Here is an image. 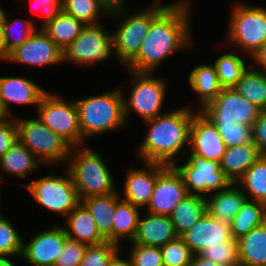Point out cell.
I'll return each instance as SVG.
<instances>
[{
	"instance_id": "cell-17",
	"label": "cell",
	"mask_w": 266,
	"mask_h": 266,
	"mask_svg": "<svg viewBox=\"0 0 266 266\" xmlns=\"http://www.w3.org/2000/svg\"><path fill=\"white\" fill-rule=\"evenodd\" d=\"M143 168L126 169L121 199L145 209L150 202L157 175L167 166L161 163L142 162ZM122 194V195H121Z\"/></svg>"
},
{
	"instance_id": "cell-16",
	"label": "cell",
	"mask_w": 266,
	"mask_h": 266,
	"mask_svg": "<svg viewBox=\"0 0 266 266\" xmlns=\"http://www.w3.org/2000/svg\"><path fill=\"white\" fill-rule=\"evenodd\" d=\"M67 238L64 227L60 224L39 231L23 242L21 258L30 266H55L58 256Z\"/></svg>"
},
{
	"instance_id": "cell-47",
	"label": "cell",
	"mask_w": 266,
	"mask_h": 266,
	"mask_svg": "<svg viewBox=\"0 0 266 266\" xmlns=\"http://www.w3.org/2000/svg\"><path fill=\"white\" fill-rule=\"evenodd\" d=\"M253 143L262 155H266V110L261 111L252 127Z\"/></svg>"
},
{
	"instance_id": "cell-29",
	"label": "cell",
	"mask_w": 266,
	"mask_h": 266,
	"mask_svg": "<svg viewBox=\"0 0 266 266\" xmlns=\"http://www.w3.org/2000/svg\"><path fill=\"white\" fill-rule=\"evenodd\" d=\"M206 212V197L188 195L173 210L170 219L175 232L181 236L197 223Z\"/></svg>"
},
{
	"instance_id": "cell-39",
	"label": "cell",
	"mask_w": 266,
	"mask_h": 266,
	"mask_svg": "<svg viewBox=\"0 0 266 266\" xmlns=\"http://www.w3.org/2000/svg\"><path fill=\"white\" fill-rule=\"evenodd\" d=\"M200 255L220 266H240L239 244L233 238L222 245L206 246Z\"/></svg>"
},
{
	"instance_id": "cell-20",
	"label": "cell",
	"mask_w": 266,
	"mask_h": 266,
	"mask_svg": "<svg viewBox=\"0 0 266 266\" xmlns=\"http://www.w3.org/2000/svg\"><path fill=\"white\" fill-rule=\"evenodd\" d=\"M180 237L193 255L200 254L208 245H222V242H227L232 238L230 224L211 217L207 212Z\"/></svg>"
},
{
	"instance_id": "cell-37",
	"label": "cell",
	"mask_w": 266,
	"mask_h": 266,
	"mask_svg": "<svg viewBox=\"0 0 266 266\" xmlns=\"http://www.w3.org/2000/svg\"><path fill=\"white\" fill-rule=\"evenodd\" d=\"M9 19V14L5 13L1 25L4 31L7 50L11 52L30 38L39 26H36L33 19H20L17 17L14 20L12 19V22Z\"/></svg>"
},
{
	"instance_id": "cell-32",
	"label": "cell",
	"mask_w": 266,
	"mask_h": 266,
	"mask_svg": "<svg viewBox=\"0 0 266 266\" xmlns=\"http://www.w3.org/2000/svg\"><path fill=\"white\" fill-rule=\"evenodd\" d=\"M85 25L63 10L41 28L62 49L68 47Z\"/></svg>"
},
{
	"instance_id": "cell-43",
	"label": "cell",
	"mask_w": 266,
	"mask_h": 266,
	"mask_svg": "<svg viewBox=\"0 0 266 266\" xmlns=\"http://www.w3.org/2000/svg\"><path fill=\"white\" fill-rule=\"evenodd\" d=\"M132 266H164L161 248L130 243Z\"/></svg>"
},
{
	"instance_id": "cell-28",
	"label": "cell",
	"mask_w": 266,
	"mask_h": 266,
	"mask_svg": "<svg viewBox=\"0 0 266 266\" xmlns=\"http://www.w3.org/2000/svg\"><path fill=\"white\" fill-rule=\"evenodd\" d=\"M237 241L240 266H266V221Z\"/></svg>"
},
{
	"instance_id": "cell-22",
	"label": "cell",
	"mask_w": 266,
	"mask_h": 266,
	"mask_svg": "<svg viewBox=\"0 0 266 266\" xmlns=\"http://www.w3.org/2000/svg\"><path fill=\"white\" fill-rule=\"evenodd\" d=\"M43 163L18 139L10 149L0 158V183H4L2 176L26 179L30 172L40 170Z\"/></svg>"
},
{
	"instance_id": "cell-10",
	"label": "cell",
	"mask_w": 266,
	"mask_h": 266,
	"mask_svg": "<svg viewBox=\"0 0 266 266\" xmlns=\"http://www.w3.org/2000/svg\"><path fill=\"white\" fill-rule=\"evenodd\" d=\"M52 92L48 90L41 98L36 116L72 147L82 146V133L75 101L64 99L56 92Z\"/></svg>"
},
{
	"instance_id": "cell-52",
	"label": "cell",
	"mask_w": 266,
	"mask_h": 266,
	"mask_svg": "<svg viewBox=\"0 0 266 266\" xmlns=\"http://www.w3.org/2000/svg\"><path fill=\"white\" fill-rule=\"evenodd\" d=\"M10 52L7 50L4 38L3 27L0 24V60L3 62H7L9 58Z\"/></svg>"
},
{
	"instance_id": "cell-12",
	"label": "cell",
	"mask_w": 266,
	"mask_h": 266,
	"mask_svg": "<svg viewBox=\"0 0 266 266\" xmlns=\"http://www.w3.org/2000/svg\"><path fill=\"white\" fill-rule=\"evenodd\" d=\"M187 153L185 162L178 161L173 166L182 176L189 195L207 197L232 183L220 168V162Z\"/></svg>"
},
{
	"instance_id": "cell-18",
	"label": "cell",
	"mask_w": 266,
	"mask_h": 266,
	"mask_svg": "<svg viewBox=\"0 0 266 266\" xmlns=\"http://www.w3.org/2000/svg\"><path fill=\"white\" fill-rule=\"evenodd\" d=\"M226 148L217 127L198 110L192 118L188 151L193 155L221 162Z\"/></svg>"
},
{
	"instance_id": "cell-42",
	"label": "cell",
	"mask_w": 266,
	"mask_h": 266,
	"mask_svg": "<svg viewBox=\"0 0 266 266\" xmlns=\"http://www.w3.org/2000/svg\"><path fill=\"white\" fill-rule=\"evenodd\" d=\"M118 250L122 251L121 247L110 241L87 245L80 266H107Z\"/></svg>"
},
{
	"instance_id": "cell-31",
	"label": "cell",
	"mask_w": 266,
	"mask_h": 266,
	"mask_svg": "<svg viewBox=\"0 0 266 266\" xmlns=\"http://www.w3.org/2000/svg\"><path fill=\"white\" fill-rule=\"evenodd\" d=\"M265 221L266 204L247 199L239 212L231 220V237L238 240Z\"/></svg>"
},
{
	"instance_id": "cell-55",
	"label": "cell",
	"mask_w": 266,
	"mask_h": 266,
	"mask_svg": "<svg viewBox=\"0 0 266 266\" xmlns=\"http://www.w3.org/2000/svg\"><path fill=\"white\" fill-rule=\"evenodd\" d=\"M5 13H6L5 9L0 6V24L3 22Z\"/></svg>"
},
{
	"instance_id": "cell-9",
	"label": "cell",
	"mask_w": 266,
	"mask_h": 266,
	"mask_svg": "<svg viewBox=\"0 0 266 266\" xmlns=\"http://www.w3.org/2000/svg\"><path fill=\"white\" fill-rule=\"evenodd\" d=\"M63 171L64 176L48 174L19 185L28 190L40 207L66 218L81 201L70 172L66 167Z\"/></svg>"
},
{
	"instance_id": "cell-40",
	"label": "cell",
	"mask_w": 266,
	"mask_h": 266,
	"mask_svg": "<svg viewBox=\"0 0 266 266\" xmlns=\"http://www.w3.org/2000/svg\"><path fill=\"white\" fill-rule=\"evenodd\" d=\"M161 251L164 266H188L193 256L180 236L161 247Z\"/></svg>"
},
{
	"instance_id": "cell-8",
	"label": "cell",
	"mask_w": 266,
	"mask_h": 266,
	"mask_svg": "<svg viewBox=\"0 0 266 266\" xmlns=\"http://www.w3.org/2000/svg\"><path fill=\"white\" fill-rule=\"evenodd\" d=\"M16 123L18 140L45 165L44 167L58 168L67 165L72 146L46 126L38 116L26 119L19 115L16 117Z\"/></svg>"
},
{
	"instance_id": "cell-36",
	"label": "cell",
	"mask_w": 266,
	"mask_h": 266,
	"mask_svg": "<svg viewBox=\"0 0 266 266\" xmlns=\"http://www.w3.org/2000/svg\"><path fill=\"white\" fill-rule=\"evenodd\" d=\"M62 10L84 25L99 24L110 17L101 0H62Z\"/></svg>"
},
{
	"instance_id": "cell-2",
	"label": "cell",
	"mask_w": 266,
	"mask_h": 266,
	"mask_svg": "<svg viewBox=\"0 0 266 266\" xmlns=\"http://www.w3.org/2000/svg\"><path fill=\"white\" fill-rule=\"evenodd\" d=\"M197 111L193 104H187L144 121L145 127L147 125L146 135L135 150L141 162L164 165L181 162L180 153H185V149L189 150L190 127Z\"/></svg>"
},
{
	"instance_id": "cell-24",
	"label": "cell",
	"mask_w": 266,
	"mask_h": 266,
	"mask_svg": "<svg viewBox=\"0 0 266 266\" xmlns=\"http://www.w3.org/2000/svg\"><path fill=\"white\" fill-rule=\"evenodd\" d=\"M64 221L67 237L71 239L87 245H96L106 241L100 235L94 218L82 202L66 216Z\"/></svg>"
},
{
	"instance_id": "cell-50",
	"label": "cell",
	"mask_w": 266,
	"mask_h": 266,
	"mask_svg": "<svg viewBox=\"0 0 266 266\" xmlns=\"http://www.w3.org/2000/svg\"><path fill=\"white\" fill-rule=\"evenodd\" d=\"M128 258V259H127ZM124 259L120 255V251L118 250L110 259L107 266H132L131 259L129 256Z\"/></svg>"
},
{
	"instance_id": "cell-35",
	"label": "cell",
	"mask_w": 266,
	"mask_h": 266,
	"mask_svg": "<svg viewBox=\"0 0 266 266\" xmlns=\"http://www.w3.org/2000/svg\"><path fill=\"white\" fill-rule=\"evenodd\" d=\"M236 183L248 200L266 204V155H262Z\"/></svg>"
},
{
	"instance_id": "cell-27",
	"label": "cell",
	"mask_w": 266,
	"mask_h": 266,
	"mask_svg": "<svg viewBox=\"0 0 266 266\" xmlns=\"http://www.w3.org/2000/svg\"><path fill=\"white\" fill-rule=\"evenodd\" d=\"M120 191L108 195L91 196L81 200L96 222L100 235L113 243V216L116 203L121 199Z\"/></svg>"
},
{
	"instance_id": "cell-14",
	"label": "cell",
	"mask_w": 266,
	"mask_h": 266,
	"mask_svg": "<svg viewBox=\"0 0 266 266\" xmlns=\"http://www.w3.org/2000/svg\"><path fill=\"white\" fill-rule=\"evenodd\" d=\"M7 62L45 68L64 62L63 50L39 27L30 38L10 52Z\"/></svg>"
},
{
	"instance_id": "cell-23",
	"label": "cell",
	"mask_w": 266,
	"mask_h": 266,
	"mask_svg": "<svg viewBox=\"0 0 266 266\" xmlns=\"http://www.w3.org/2000/svg\"><path fill=\"white\" fill-rule=\"evenodd\" d=\"M246 200L243 189L233 182L227 188L206 197V212L211 217L230 224Z\"/></svg>"
},
{
	"instance_id": "cell-3",
	"label": "cell",
	"mask_w": 266,
	"mask_h": 266,
	"mask_svg": "<svg viewBox=\"0 0 266 266\" xmlns=\"http://www.w3.org/2000/svg\"><path fill=\"white\" fill-rule=\"evenodd\" d=\"M168 5L162 0H153L148 6L134 13H129L127 8L110 13L109 18L115 19L116 23L112 32L114 59L124 66L123 68L138 55L152 21Z\"/></svg>"
},
{
	"instance_id": "cell-11",
	"label": "cell",
	"mask_w": 266,
	"mask_h": 266,
	"mask_svg": "<svg viewBox=\"0 0 266 266\" xmlns=\"http://www.w3.org/2000/svg\"><path fill=\"white\" fill-rule=\"evenodd\" d=\"M114 57L112 32L101 23L85 25L80 35L63 50V61L75 66L105 63Z\"/></svg>"
},
{
	"instance_id": "cell-30",
	"label": "cell",
	"mask_w": 266,
	"mask_h": 266,
	"mask_svg": "<svg viewBox=\"0 0 266 266\" xmlns=\"http://www.w3.org/2000/svg\"><path fill=\"white\" fill-rule=\"evenodd\" d=\"M141 208L130 202L120 199L116 203V210L113 216V243L122 246V240L131 242L136 234Z\"/></svg>"
},
{
	"instance_id": "cell-26",
	"label": "cell",
	"mask_w": 266,
	"mask_h": 266,
	"mask_svg": "<svg viewBox=\"0 0 266 266\" xmlns=\"http://www.w3.org/2000/svg\"><path fill=\"white\" fill-rule=\"evenodd\" d=\"M262 156L257 146L250 144L226 148L220 162V168L231 182H237L245 172Z\"/></svg>"
},
{
	"instance_id": "cell-54",
	"label": "cell",
	"mask_w": 266,
	"mask_h": 266,
	"mask_svg": "<svg viewBox=\"0 0 266 266\" xmlns=\"http://www.w3.org/2000/svg\"><path fill=\"white\" fill-rule=\"evenodd\" d=\"M10 116L7 114L4 106H3V103H2V100H1V94H0V121L1 120H5L7 118H9Z\"/></svg>"
},
{
	"instance_id": "cell-7",
	"label": "cell",
	"mask_w": 266,
	"mask_h": 266,
	"mask_svg": "<svg viewBox=\"0 0 266 266\" xmlns=\"http://www.w3.org/2000/svg\"><path fill=\"white\" fill-rule=\"evenodd\" d=\"M230 13L225 45L251 58L266 41V6L239 1Z\"/></svg>"
},
{
	"instance_id": "cell-41",
	"label": "cell",
	"mask_w": 266,
	"mask_h": 266,
	"mask_svg": "<svg viewBox=\"0 0 266 266\" xmlns=\"http://www.w3.org/2000/svg\"><path fill=\"white\" fill-rule=\"evenodd\" d=\"M226 147L253 142L251 126L241 123L214 124Z\"/></svg>"
},
{
	"instance_id": "cell-1",
	"label": "cell",
	"mask_w": 266,
	"mask_h": 266,
	"mask_svg": "<svg viewBox=\"0 0 266 266\" xmlns=\"http://www.w3.org/2000/svg\"><path fill=\"white\" fill-rule=\"evenodd\" d=\"M191 0H174L152 21L138 55L124 68L156 73L174 54L195 49ZM194 45V46H193Z\"/></svg>"
},
{
	"instance_id": "cell-53",
	"label": "cell",
	"mask_w": 266,
	"mask_h": 266,
	"mask_svg": "<svg viewBox=\"0 0 266 266\" xmlns=\"http://www.w3.org/2000/svg\"><path fill=\"white\" fill-rule=\"evenodd\" d=\"M17 263L12 258L7 256H0V266H17Z\"/></svg>"
},
{
	"instance_id": "cell-56",
	"label": "cell",
	"mask_w": 266,
	"mask_h": 266,
	"mask_svg": "<svg viewBox=\"0 0 266 266\" xmlns=\"http://www.w3.org/2000/svg\"><path fill=\"white\" fill-rule=\"evenodd\" d=\"M1 187H2V186H1V183H0V190H2ZM1 196H2V195H1V191H0V213H1V211H2V210H1V209H2V208H1V207H2V206H1V205H2V202H1L2 199H1Z\"/></svg>"
},
{
	"instance_id": "cell-51",
	"label": "cell",
	"mask_w": 266,
	"mask_h": 266,
	"mask_svg": "<svg viewBox=\"0 0 266 266\" xmlns=\"http://www.w3.org/2000/svg\"><path fill=\"white\" fill-rule=\"evenodd\" d=\"M188 266H220V265L204 258L200 254H196L192 256L191 262Z\"/></svg>"
},
{
	"instance_id": "cell-46",
	"label": "cell",
	"mask_w": 266,
	"mask_h": 266,
	"mask_svg": "<svg viewBox=\"0 0 266 266\" xmlns=\"http://www.w3.org/2000/svg\"><path fill=\"white\" fill-rule=\"evenodd\" d=\"M20 1V0H19ZM23 1V0H21ZM32 1V8L35 12L38 11L42 16L41 26H44L47 22L53 20L62 11V0H30Z\"/></svg>"
},
{
	"instance_id": "cell-45",
	"label": "cell",
	"mask_w": 266,
	"mask_h": 266,
	"mask_svg": "<svg viewBox=\"0 0 266 266\" xmlns=\"http://www.w3.org/2000/svg\"><path fill=\"white\" fill-rule=\"evenodd\" d=\"M16 118L9 117L0 121V158L17 140Z\"/></svg>"
},
{
	"instance_id": "cell-13",
	"label": "cell",
	"mask_w": 266,
	"mask_h": 266,
	"mask_svg": "<svg viewBox=\"0 0 266 266\" xmlns=\"http://www.w3.org/2000/svg\"><path fill=\"white\" fill-rule=\"evenodd\" d=\"M261 111L259 107L240 95L235 88H223L201 110L213 124L241 123L251 127Z\"/></svg>"
},
{
	"instance_id": "cell-6",
	"label": "cell",
	"mask_w": 266,
	"mask_h": 266,
	"mask_svg": "<svg viewBox=\"0 0 266 266\" xmlns=\"http://www.w3.org/2000/svg\"><path fill=\"white\" fill-rule=\"evenodd\" d=\"M127 71L131 76L130 85L125 87L126 91L123 86H119L123 96L126 123L131 122L132 114H136L143 122L164 114L163 108L169 85L167 80L150 72ZM128 90L130 92H127Z\"/></svg>"
},
{
	"instance_id": "cell-38",
	"label": "cell",
	"mask_w": 266,
	"mask_h": 266,
	"mask_svg": "<svg viewBox=\"0 0 266 266\" xmlns=\"http://www.w3.org/2000/svg\"><path fill=\"white\" fill-rule=\"evenodd\" d=\"M10 219L0 213V256L10 258L20 257L23 249L24 238L19 234Z\"/></svg>"
},
{
	"instance_id": "cell-21",
	"label": "cell",
	"mask_w": 266,
	"mask_h": 266,
	"mask_svg": "<svg viewBox=\"0 0 266 266\" xmlns=\"http://www.w3.org/2000/svg\"><path fill=\"white\" fill-rule=\"evenodd\" d=\"M177 237L170 216L146 211L145 216L140 214L136 234L130 243L161 248Z\"/></svg>"
},
{
	"instance_id": "cell-25",
	"label": "cell",
	"mask_w": 266,
	"mask_h": 266,
	"mask_svg": "<svg viewBox=\"0 0 266 266\" xmlns=\"http://www.w3.org/2000/svg\"><path fill=\"white\" fill-rule=\"evenodd\" d=\"M188 84L190 90L197 95L198 108L201 111L209 104L223 89L213 64H199L188 73Z\"/></svg>"
},
{
	"instance_id": "cell-48",
	"label": "cell",
	"mask_w": 266,
	"mask_h": 266,
	"mask_svg": "<svg viewBox=\"0 0 266 266\" xmlns=\"http://www.w3.org/2000/svg\"><path fill=\"white\" fill-rule=\"evenodd\" d=\"M251 59L253 63L250 62V64L253 68L266 73V41L252 55ZM255 66H257L258 68H256Z\"/></svg>"
},
{
	"instance_id": "cell-19",
	"label": "cell",
	"mask_w": 266,
	"mask_h": 266,
	"mask_svg": "<svg viewBox=\"0 0 266 266\" xmlns=\"http://www.w3.org/2000/svg\"><path fill=\"white\" fill-rule=\"evenodd\" d=\"M47 92L32 79L26 76H1L0 94L3 106L10 117L18 115L13 111V105L35 106L37 109L41 98ZM12 106V107H11Z\"/></svg>"
},
{
	"instance_id": "cell-15",
	"label": "cell",
	"mask_w": 266,
	"mask_h": 266,
	"mask_svg": "<svg viewBox=\"0 0 266 266\" xmlns=\"http://www.w3.org/2000/svg\"><path fill=\"white\" fill-rule=\"evenodd\" d=\"M189 195L180 173L167 165L156 178L147 212L170 216L175 207Z\"/></svg>"
},
{
	"instance_id": "cell-5",
	"label": "cell",
	"mask_w": 266,
	"mask_h": 266,
	"mask_svg": "<svg viewBox=\"0 0 266 266\" xmlns=\"http://www.w3.org/2000/svg\"><path fill=\"white\" fill-rule=\"evenodd\" d=\"M98 151L82 145L71 148L67 165L81 200L116 193L115 177Z\"/></svg>"
},
{
	"instance_id": "cell-49",
	"label": "cell",
	"mask_w": 266,
	"mask_h": 266,
	"mask_svg": "<svg viewBox=\"0 0 266 266\" xmlns=\"http://www.w3.org/2000/svg\"><path fill=\"white\" fill-rule=\"evenodd\" d=\"M127 0H101V3L108 9V11L114 12L127 8Z\"/></svg>"
},
{
	"instance_id": "cell-4",
	"label": "cell",
	"mask_w": 266,
	"mask_h": 266,
	"mask_svg": "<svg viewBox=\"0 0 266 266\" xmlns=\"http://www.w3.org/2000/svg\"><path fill=\"white\" fill-rule=\"evenodd\" d=\"M78 109L82 145L86 140L113 131L123 130L127 125L124 116L123 96L119 86L102 94L75 100Z\"/></svg>"
},
{
	"instance_id": "cell-44",
	"label": "cell",
	"mask_w": 266,
	"mask_h": 266,
	"mask_svg": "<svg viewBox=\"0 0 266 266\" xmlns=\"http://www.w3.org/2000/svg\"><path fill=\"white\" fill-rule=\"evenodd\" d=\"M86 247L87 244L67 237L55 266H80Z\"/></svg>"
},
{
	"instance_id": "cell-33",
	"label": "cell",
	"mask_w": 266,
	"mask_h": 266,
	"mask_svg": "<svg viewBox=\"0 0 266 266\" xmlns=\"http://www.w3.org/2000/svg\"><path fill=\"white\" fill-rule=\"evenodd\" d=\"M231 52H226L221 54L212 63L217 72L219 82L222 88H234L238 81L241 79L243 73L251 65L246 63V55L241 56L240 52L237 50H230ZM238 53V54H237Z\"/></svg>"
},
{
	"instance_id": "cell-34",
	"label": "cell",
	"mask_w": 266,
	"mask_h": 266,
	"mask_svg": "<svg viewBox=\"0 0 266 266\" xmlns=\"http://www.w3.org/2000/svg\"><path fill=\"white\" fill-rule=\"evenodd\" d=\"M246 100L266 110V73L251 65L234 87Z\"/></svg>"
}]
</instances>
